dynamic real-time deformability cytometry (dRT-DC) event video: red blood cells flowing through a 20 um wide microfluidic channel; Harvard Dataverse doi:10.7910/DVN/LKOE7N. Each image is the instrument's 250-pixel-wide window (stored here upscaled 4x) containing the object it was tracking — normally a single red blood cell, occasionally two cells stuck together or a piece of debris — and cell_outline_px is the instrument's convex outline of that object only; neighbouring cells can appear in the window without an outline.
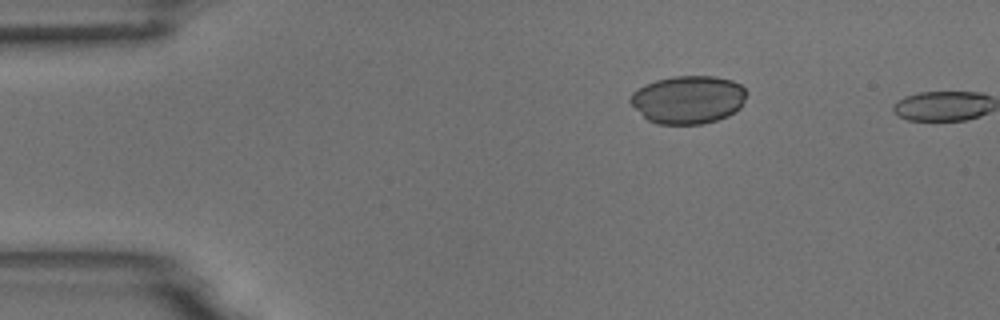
{"species": "common noctule bat (a hibernating species)", "species_latin": "Nyctalus noctula", "temperature_condition": "room temperature", "stored_images_in_passage": 10, "camera_frame_rate_fps": 3000, "um_per_image_px": 0.085, "animal": {"sex": "male", "body_mass_g": 18.8}, "frame": {"image": 1, "passage_image": 9, "time_ms": 2.667, "image_size_px": [1000, 320], "cell_outline_px": [[748, 92], [740, 108], [736, 112], [728, 116], [704, 124], [656, 124], [648, 120], [628, 100], [632, 92], [644, 84], [656, 80], [672, 76], [716, 76], [732, 80], [740, 84]], "centroid_in_image_um": [58.51, 8.46], "position_along_channel_um": 26.5, "area_um2": 32.77}}